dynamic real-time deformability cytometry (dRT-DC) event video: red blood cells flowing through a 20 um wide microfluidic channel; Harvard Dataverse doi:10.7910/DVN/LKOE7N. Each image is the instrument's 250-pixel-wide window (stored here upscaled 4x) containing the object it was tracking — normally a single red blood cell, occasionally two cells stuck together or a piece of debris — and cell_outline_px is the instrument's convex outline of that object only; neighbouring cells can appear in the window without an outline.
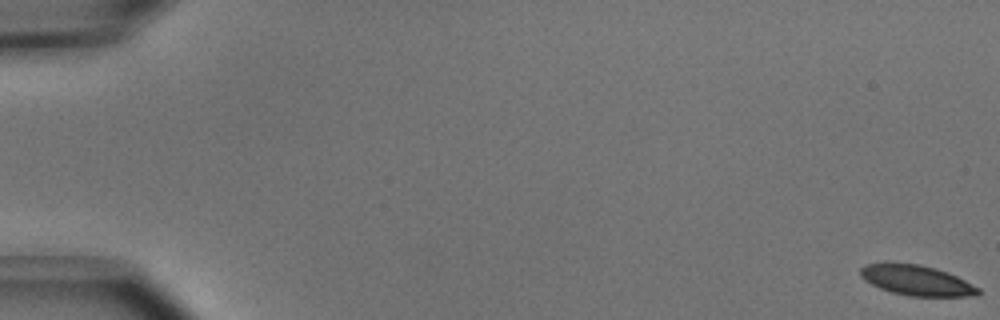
{"species": "common noctule bat (a hibernating species)", "species_latin": "Nyctalus noctula", "temperature_condition": "cold", "stored_images_in_passage": 53, "camera_frame_rate_fps": 3000, "um_per_image_px": 0.085, "animal": {"sex": "male", "body_mass_g": 15.6}, "frame": {"image": 1, "passage_image": 1, "time_ms": 0.0, "image_size_px": [1000, 320], "cell_outline_px": [[980, 292], [976, 296], [908, 296], [892, 292], [880, 288], [864, 280], [860, 276], [860, 268], [864, 264], [884, 260], [888, 260], [920, 264], [936, 268], [948, 272], [980, 288]], "centroid_in_image_um": [77.84, 23.78], "position_along_channel_um": 7.2, "area_um2": 21.39}}
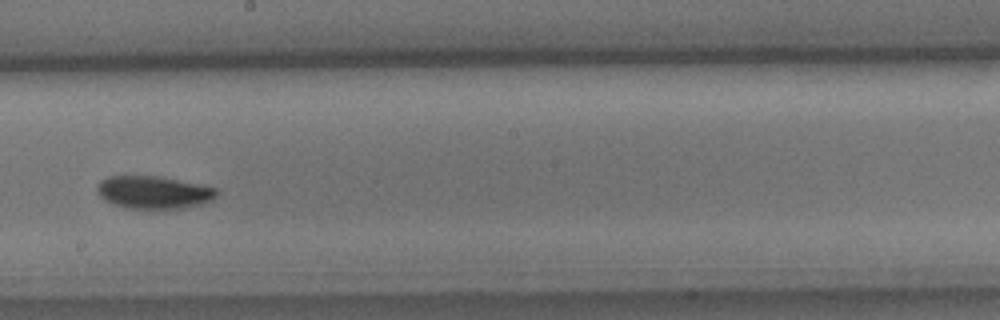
{"frame": {"image": 2, "passage_image": 31, "time_ms": 10.0, "image_size_px": [1000, 320], "cell_outline_px": [[220, 192], [212, 200], [204, 204], [184, 208], [160, 212], [124, 208], [112, 204], [100, 196], [96, 188], [96, 184], [100, 180], [108, 176], [160, 176], [204, 184], [216, 188]], "centroid_in_image_um": [13.1, 16.39], "position_along_channel_um": 235.1, "area_um2": 24.04}}
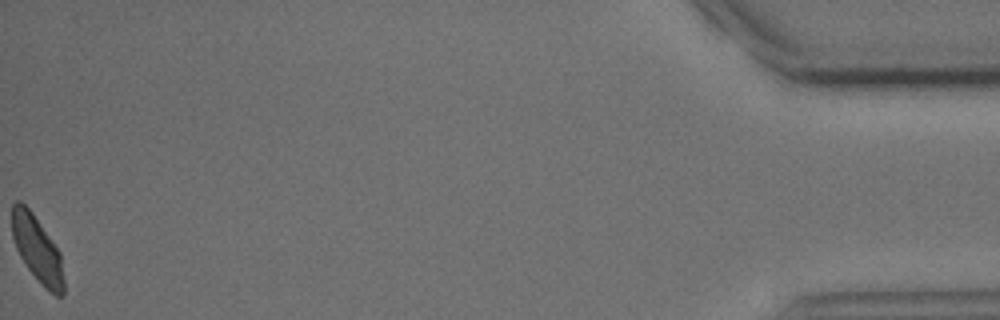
{"frame": {"image": 3, "passage_image": 53, "time_ms": 17.333, "image_size_px": [1000, 320], "cell_outline_px": [[64, 296], [56, 296], [28, 268], [20, 256], [16, 248], [12, 236], [12, 204], [16, 200], [20, 200], [32, 212], [60, 252], [64, 280]], "centroid_in_image_um": [3.16, 21.13], "position_along_channel_um": 432.0, "area_um2": 19.48}, "authors_computed_cell_mechanics": {"area_um2": 22.0218, "velocity_mm_per_s": 3.9281, "shape_relaxation_time_tau1_ms": 3.5202, "shape_relaxation_time_tau2_ms": 3.508, "deformation_change_tau1": 0.1152, "deformation_change_tau2": 0.0859}}